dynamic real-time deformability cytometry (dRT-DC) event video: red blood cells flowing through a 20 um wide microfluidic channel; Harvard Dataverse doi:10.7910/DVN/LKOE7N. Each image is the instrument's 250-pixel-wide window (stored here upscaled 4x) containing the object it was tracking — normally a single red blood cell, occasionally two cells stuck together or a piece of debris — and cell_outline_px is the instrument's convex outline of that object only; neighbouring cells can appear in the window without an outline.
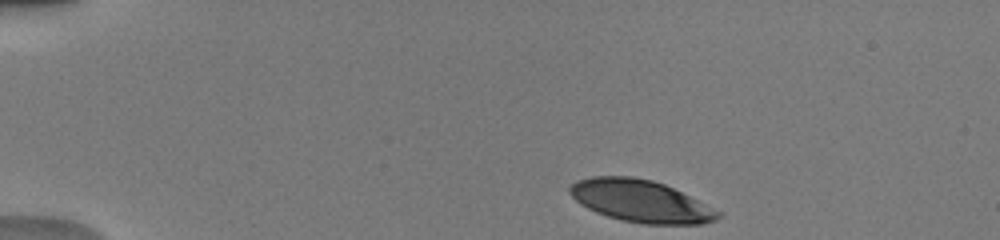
{"species": "human", "species_latin": "Homo sapiens", "temperature_condition": "warm", "stored_images_in_passage": 43, "camera_frame_rate_fps": 3000, "um_per_image_px": 0.085, "donor": {"sex": "male"}, "frame": {"image": 1, "passage_image": 1, "time_ms": 0.0, "image_size_px": [1000, 240], "cell_outline_px": [[720, 216], [716, 220], [700, 224], [644, 224], [620, 220], [596, 212], [580, 204], [568, 192], [568, 188], [576, 180], [592, 176], [632, 176], [652, 180], [664, 184], [720, 212]], "centroid_in_image_um": [54.39, 17.09], "position_along_channel_um": 30.6, "area_um2": 36.07}}
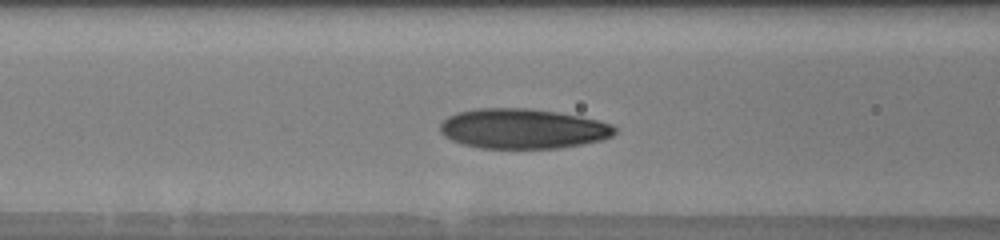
{"frame": {"image": 2, "passage_image": 14, "time_ms": 4.333, "image_size_px": [1000, 240], "cell_outline_px": [[616, 132], [612, 136], [604, 140], [560, 148], [480, 148], [464, 144], [452, 140], [444, 136], [440, 132], [440, 124], [448, 116], [456, 112], [476, 108], [524, 108], [556, 112], [580, 116], [612, 124], [616, 128]], "centroid_in_image_um": [44.44, 10.94], "position_along_channel_um": 122.2, "area_um2": 40.75}}
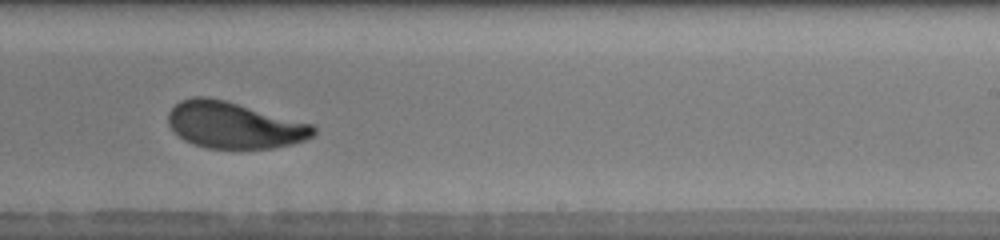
{"frame": {"image": 3, "passage_image": 25, "time_ms": 8.0, "image_size_px": [1000, 240], "cell_outline_px": [[316, 132], [312, 136], [304, 140], [292, 144], [272, 148], [208, 148], [184, 140], [168, 124], [168, 112], [180, 100], [192, 96], [208, 96], [224, 100], [312, 124], [316, 128]], "centroid_in_image_um": [19.89, 10.63], "position_along_channel_um": 269.1, "area_um2": 38.96}, "authors_computed_cell_mechanics": {"area_um2": 39.3618, "velocity_mm_per_s": 4.0128, "shape_relaxation_time_tau1_ms": 2.7222, "shape_relaxation_time_tau2_ms": 1.137, "deformation_change_tau1": 0.154, "deformation_change_tau2": 0.0712}}